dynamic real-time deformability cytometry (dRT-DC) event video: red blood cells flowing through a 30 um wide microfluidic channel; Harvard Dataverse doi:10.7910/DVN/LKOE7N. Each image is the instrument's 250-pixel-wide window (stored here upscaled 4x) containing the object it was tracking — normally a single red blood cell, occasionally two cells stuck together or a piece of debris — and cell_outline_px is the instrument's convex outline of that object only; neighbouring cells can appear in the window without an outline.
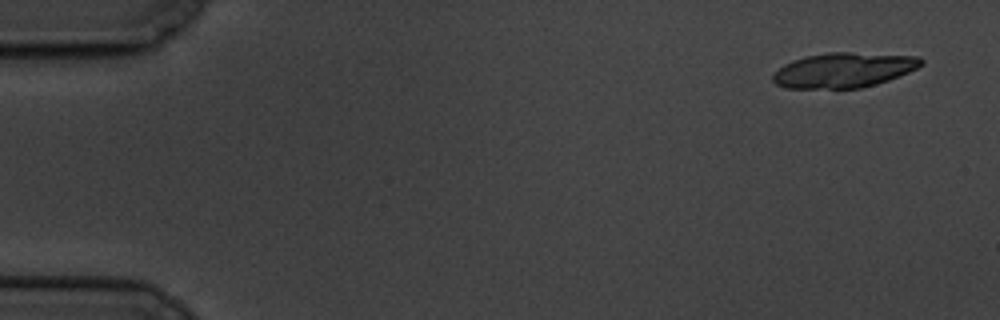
{"species": "common noctule bat (a hibernating species)", "species_latin": "Nyctalus noctula", "temperature_condition": "cold", "stored_images_in_passage": 7, "segment_of_instrument_passage": [1, 2], "camera_frame_rate_fps": 3000, "um_per_image_px": 0.085, "animal": {"sex": "male", "body_mass_g": 19.5, "forearm_length_mm": 54.6}, "frame": {"image": 1, "passage_image": 1, "time_ms": 0.0, "image_size_px": [1000, 320], "cell_outline_px": [[924, 64], [900, 76], [876, 84], [860, 88], [784, 88], [776, 84], [772, 80], [772, 76], [784, 64], [792, 60], [804, 56], [828, 52], [852, 52], [920, 56], [924, 60]], "centroid_in_image_um": [71.73, 5.95], "position_along_channel_um": 13.3, "area_um2": 30.35}}